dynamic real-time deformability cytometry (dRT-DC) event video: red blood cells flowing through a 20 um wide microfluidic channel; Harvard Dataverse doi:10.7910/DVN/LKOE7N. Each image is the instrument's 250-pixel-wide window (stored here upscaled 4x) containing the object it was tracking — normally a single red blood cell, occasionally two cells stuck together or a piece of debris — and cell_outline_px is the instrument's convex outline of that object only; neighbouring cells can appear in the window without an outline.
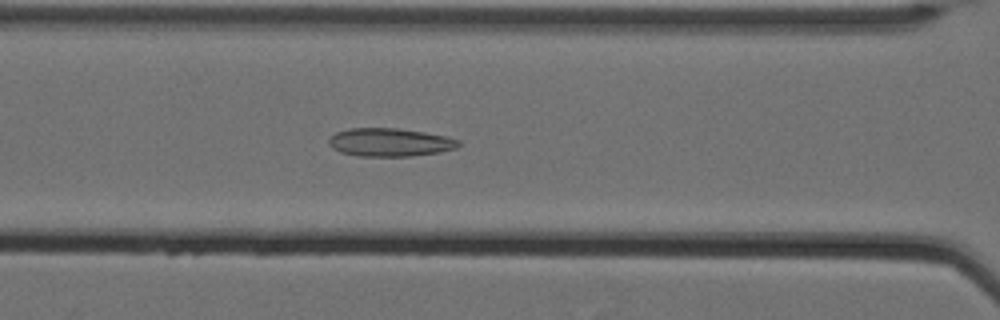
{"species": "Egyptian fruit bat (a non-hibernating species)", "species_latin": "Rousettus aegyptiacus", "temperature_condition": "cold", "stored_images_in_passage": 61, "camera_frame_rate_fps": 3000, "um_per_image_px": 0.085, "animal": {"sex": "female"}, "frame": {"image": 1, "passage_image": 31, "time_ms": 10.0, "image_size_px": [1000, 320], "cell_outline_px": [[460, 144], [456, 148], [440, 152], [408, 156], [360, 156], [340, 152], [332, 148], [328, 144], [328, 140], [336, 132], [348, 128], [396, 128], [424, 132], [448, 136], [460, 140]], "centroid_in_image_um": [33.14, 12.09], "position_along_channel_um": 133.5, "area_um2": 21.39}}
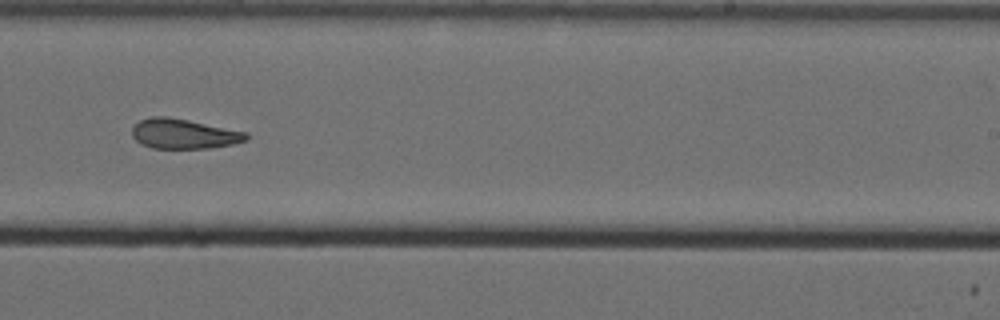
{"frame": {"image": 2, "passage_image": 43, "time_ms": 14.0, "image_size_px": [1000, 320], "cell_outline_px": [[248, 140], [232, 144], [208, 148], [152, 148], [140, 144], [132, 136], [132, 128], [140, 120], [152, 116], [168, 116], [248, 132]], "centroid_in_image_um": [15.61, 11.37], "position_along_channel_um": 273.4, "area_um2": 19.88}}
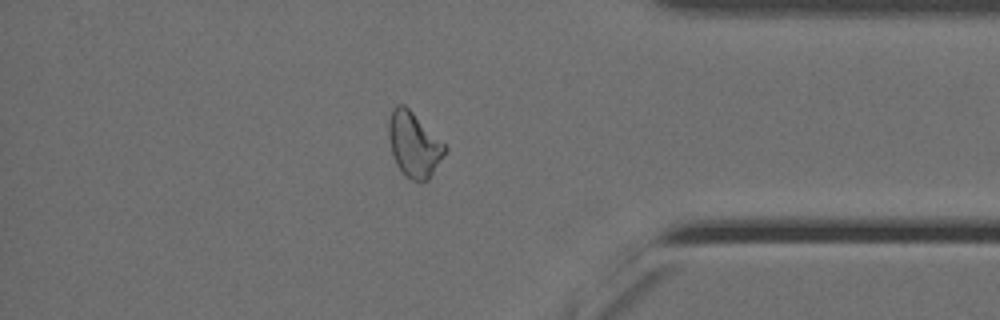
{"frame": {"image": 3, "passage_image": 55, "time_ms": 18.0, "image_size_px": [1000, 320], "cell_outline_px": [[448, 148], [428, 180], [412, 180], [396, 164], [392, 152], [388, 136], [388, 120], [392, 108], [396, 104], [404, 104]], "centroid_in_image_um": [35.15, 12.25], "position_along_channel_um": 400.0, "area_um2": 20.69}, "authors_computed_cell_mechanics": {"area_um2": 21.9062, "velocity_mm_per_s": 3.501, "shape_relaxation_time_tau1_ms": null, "shape_relaxation_time_tau2_ms": 3.3557, "deformation_change_tau1": null, "deformation_change_tau2": 0.1129}}